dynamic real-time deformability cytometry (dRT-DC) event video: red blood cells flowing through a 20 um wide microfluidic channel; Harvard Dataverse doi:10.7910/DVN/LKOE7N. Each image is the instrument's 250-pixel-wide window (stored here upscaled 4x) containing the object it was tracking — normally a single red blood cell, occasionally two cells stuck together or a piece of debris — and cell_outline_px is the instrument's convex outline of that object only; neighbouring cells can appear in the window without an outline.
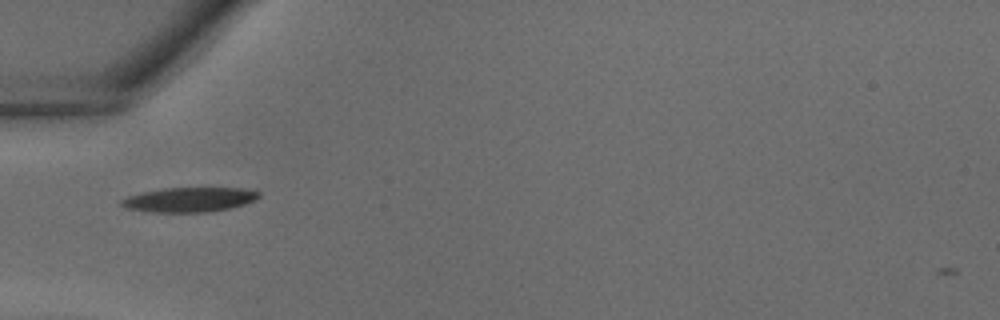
{"species": "common noctule bat (a hibernating species)", "species_latin": "Nyctalus noctula", "temperature_condition": "warm", "stored_images_in_passage": 1, "camera_frame_rate_fps": 3000, "um_per_image_px": 0.085, "animal": {"sex": "male", "body_mass_g": 18.8}, "frame": {"image": 1, "passage_image": 1, "time_ms": 0.0, "image_size_px": [1000, 320], "cell_outline_px": [[260, 196], [256, 200], [244, 204], [212, 212], [148, 212], [128, 208], [120, 204], [120, 200], [128, 196], [144, 192], [164, 188], [244, 188], [260, 192]], "centroid_in_image_um": [16.11, 16.97], "position_along_channel_um": 68.9, "area_um2": 19.65}}